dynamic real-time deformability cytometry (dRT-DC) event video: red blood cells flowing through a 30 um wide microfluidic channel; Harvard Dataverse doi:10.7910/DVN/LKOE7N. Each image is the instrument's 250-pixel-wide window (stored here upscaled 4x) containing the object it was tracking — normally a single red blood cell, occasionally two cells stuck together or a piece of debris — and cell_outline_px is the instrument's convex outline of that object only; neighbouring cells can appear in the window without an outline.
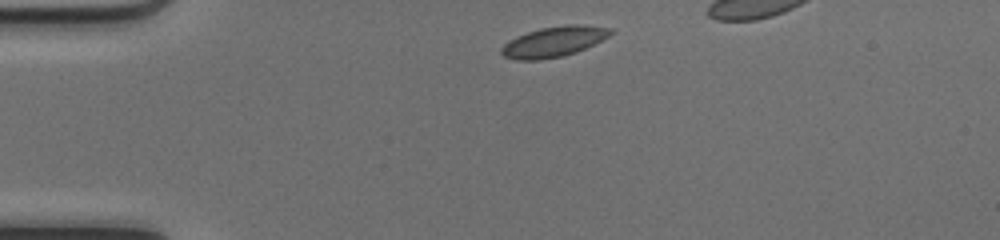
{"species": "common noctule bat (a hibernating species)", "species_latin": "Nyctalus noctula", "temperature_condition": "cold", "stored_images_in_passage": 33, "camera_frame_rate_fps": 3000, "um_per_image_px": 0.085, "animal": {"sex": "female", "body_mass_g": 17.0, "forearm_length_mm": 48.0}, "frame": {"image": 1, "passage_image": 1, "time_ms": 0.0, "image_size_px": [1000, 240], "cell_outline_px": [[612, 32], [608, 36], [576, 52], [564, 56], [540, 60], [516, 60], [504, 56], [500, 52], [500, 48], [508, 40], [516, 36], [540, 28], [568, 24], [584, 24], [612, 28]], "centroid_in_image_um": [47.03, 3.54], "position_along_channel_um": 38.0, "area_um2": 19.31}}
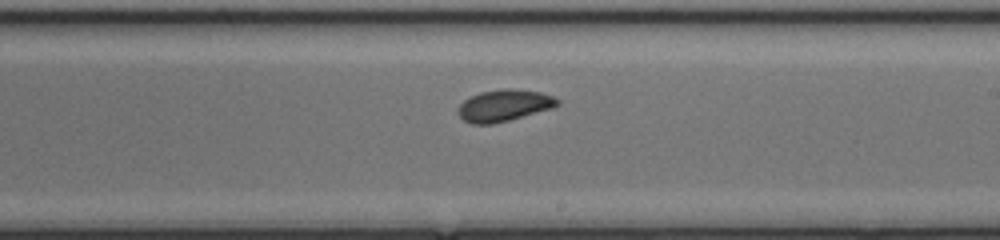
{"frame": {"image": 2, "passage_image": 19, "time_ms": 6.0, "image_size_px": [1000, 240], "cell_outline_px": [[560, 104], [552, 108], [508, 120], [492, 124], [472, 124], [464, 120], [456, 112], [460, 104], [464, 100], [480, 92], [508, 88], [512, 88], [540, 92], [552, 96], [560, 100]], "centroid_in_image_um": [42.84, 8.96], "position_along_channel_um": 246.2, "area_um2": 18.21}}
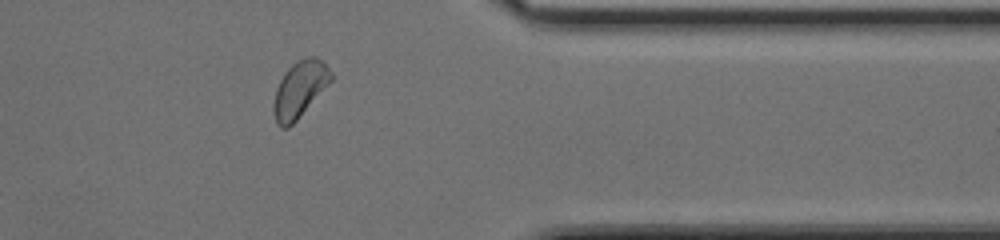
{"frame": {"image": 3, "passage_image": 30, "time_ms": 9.667, "image_size_px": [1000, 240], "cell_outline_px": [[332, 80], [296, 120], [288, 128], [280, 128], [276, 124], [272, 112], [272, 104], [276, 88], [284, 72], [292, 64], [304, 56], [316, 56], [332, 72]], "centroid_in_image_um": [25.43, 7.59], "position_along_channel_um": 386.0, "area_um2": 18.84}}